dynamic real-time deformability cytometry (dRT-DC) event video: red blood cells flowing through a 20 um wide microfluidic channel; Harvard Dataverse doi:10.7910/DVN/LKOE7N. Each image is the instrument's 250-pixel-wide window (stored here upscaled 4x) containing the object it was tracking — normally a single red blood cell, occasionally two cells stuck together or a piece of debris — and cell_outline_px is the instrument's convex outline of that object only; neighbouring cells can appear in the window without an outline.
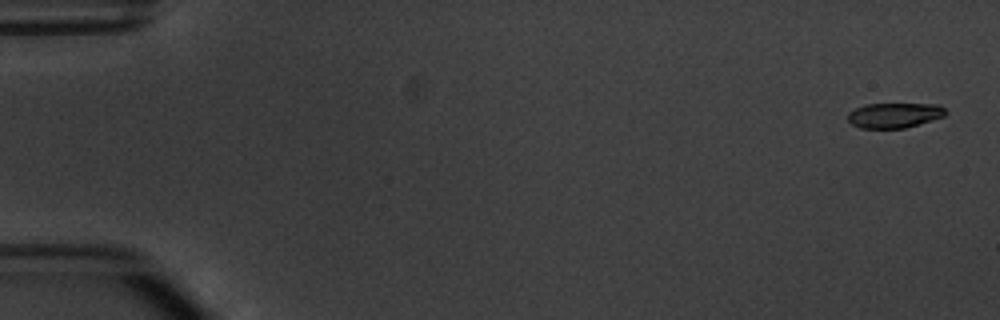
{"species": "common noctule bat (a hibernating species)", "species_latin": "Nyctalus noctula", "temperature_condition": "warm", "stored_images_in_passage": 6, "camera_frame_rate_fps": 3000, "um_per_image_px": 0.085, "animal": {"sex": "male", "body_mass_g": 20.1, "forearm_length_mm": 53.5}, "frame": {"image": 1, "passage_image": 1, "time_ms": 0.0, "image_size_px": [1000, 320], "cell_outline_px": [[948, 112], [944, 116], [904, 128], [860, 128], [852, 124], [848, 120], [848, 112], [864, 104], [940, 104]], "centroid_in_image_um": [76.01, 9.79], "position_along_channel_um": 9.0, "area_um2": 14.22}}
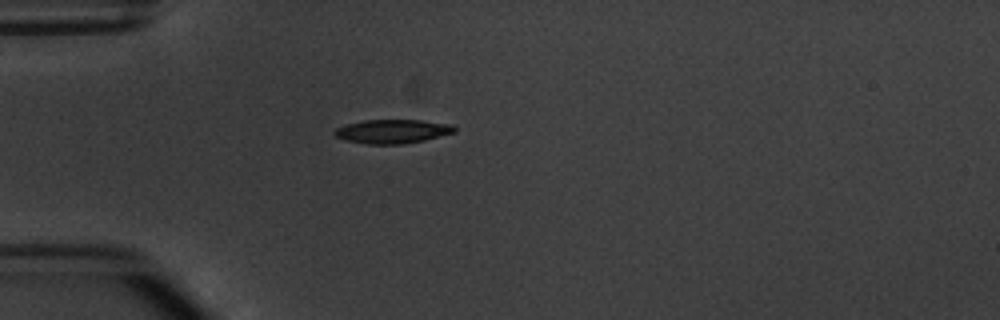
{"frame": {"image": 2, "passage_image": 5, "time_ms": 4.667, "image_size_px": [1000, 320], "cell_outline_px": [[456, 132], [424, 140], [400, 144], [368, 144], [348, 140], [336, 136], [332, 132], [336, 128], [344, 124], [364, 120], [420, 120], [452, 124], [456, 128]], "centroid_in_image_um": [33.36, 11.15], "position_along_channel_um": 51.6, "area_um2": 16.65}}